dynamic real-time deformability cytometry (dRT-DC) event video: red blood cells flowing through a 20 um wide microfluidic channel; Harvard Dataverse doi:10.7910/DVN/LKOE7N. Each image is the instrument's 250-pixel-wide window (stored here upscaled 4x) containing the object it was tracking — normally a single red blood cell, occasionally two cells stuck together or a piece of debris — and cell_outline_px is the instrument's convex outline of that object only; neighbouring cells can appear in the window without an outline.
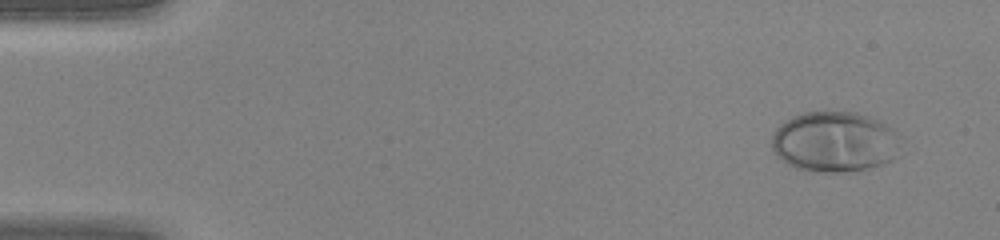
{"species": "human", "species_latin": "Homo sapiens", "temperature_condition": "warm", "stored_images_in_passage": 42, "camera_frame_rate_fps": 3000, "um_per_image_px": 0.085, "donor": {"sex": "female"}, "frame": {"image": 1, "passage_image": 1, "time_ms": 0.0, "image_size_px": [1000, 240], "cell_outline_px": [[900, 136], [892, 160], [884, 164], [868, 168], [836, 172], [808, 172], [796, 168], [788, 164], [776, 156], [772, 148], [772, 136], [776, 128], [780, 124], [792, 116], [804, 112], [856, 112], [880, 120], [892, 128]], "centroid_in_image_um": [70.9, 12.05], "position_along_channel_um": 14.1, "area_um2": 45.49}}
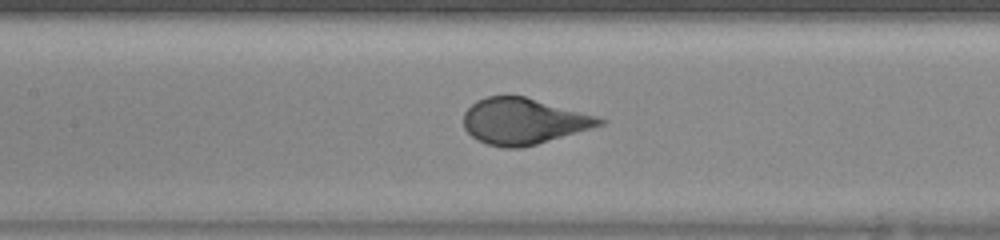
{"frame": {"image": 2, "passage_image": 19, "time_ms": 6.0, "image_size_px": [1000, 240], "cell_outline_px": [[608, 120], [604, 124], [536, 144], [520, 148], [504, 148], [488, 144], [472, 136], [464, 128], [464, 112], [476, 100], [488, 96], [524, 96], [596, 116]], "centroid_in_image_um": [44.47, 10.3], "position_along_channel_um": 162.9, "area_um2": 36.01}}
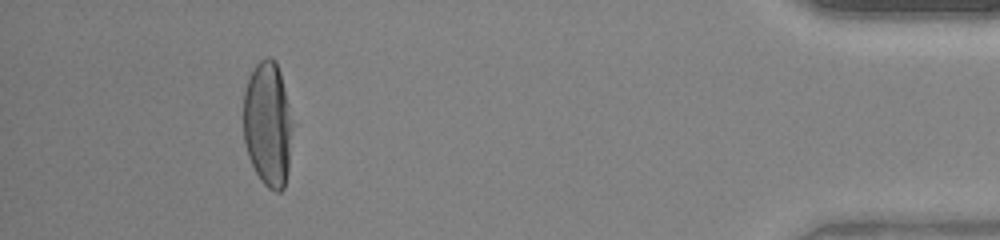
{"frame": {"image": 3, "passage_image": 39, "time_ms": 12.667, "image_size_px": [1000, 240], "cell_outline_px": [[292, 128], [288, 172], [284, 188], [280, 192], [276, 192], [268, 188], [260, 180], [248, 156], [244, 140], [244, 92], [248, 76], [256, 64], [260, 60], [268, 56], [276, 60], [280, 72], [292, 120]], "centroid_in_image_um": [22.76, 10.55], "position_along_channel_um": 412.4, "area_um2": 35.84}}